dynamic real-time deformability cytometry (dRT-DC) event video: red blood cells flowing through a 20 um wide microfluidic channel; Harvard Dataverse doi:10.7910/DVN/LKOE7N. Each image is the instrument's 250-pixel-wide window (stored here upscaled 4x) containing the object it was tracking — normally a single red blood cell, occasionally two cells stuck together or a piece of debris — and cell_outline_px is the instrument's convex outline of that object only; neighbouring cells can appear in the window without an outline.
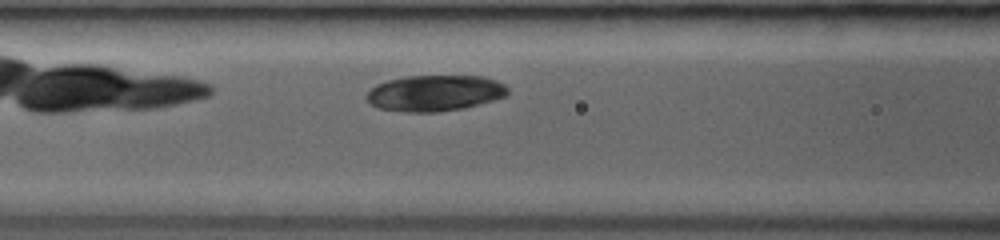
{"species": "common noctule bat (a hibernating species)", "species_latin": "Nyctalus noctula", "temperature_condition": "room temperature", "stored_images_in_passage": 24, "camera_frame_rate_fps": 3000, "um_per_image_px": 0.085, "animal": {"sex": "female", "body_mass_g": 19.0, "forearm_length_mm": 53.3}, "frame": {"image": 1, "passage_image": 4, "time_ms": 1.667, "image_size_px": [1000, 240], "cell_outline_px": [[508, 92], [504, 96], [492, 100], [464, 108], [440, 112], [404, 112], [376, 108], [368, 100], [368, 92], [376, 84], [388, 80], [408, 76], [484, 76], [496, 80], [504, 84], [508, 88]], "centroid_in_image_um": [36.96, 7.91], "position_along_channel_um": 129.6, "area_um2": 29.54}}
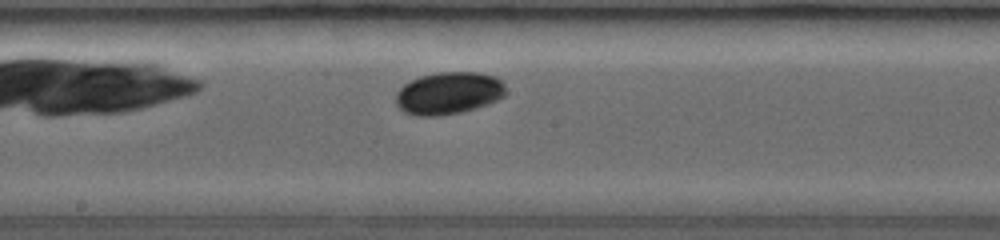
{"frame": {"image": 2, "passage_image": 9, "time_ms": 3.667, "image_size_px": [1000, 240], "cell_outline_px": [[504, 96], [488, 104], [476, 108], [460, 112], [436, 116], [416, 116], [404, 112], [396, 104], [396, 92], [404, 84], [420, 76], [436, 72], [476, 72], [496, 76], [504, 84]], "centroid_in_image_um": [38.11, 7.91], "position_along_channel_um": 210.1, "area_um2": 27.11}}
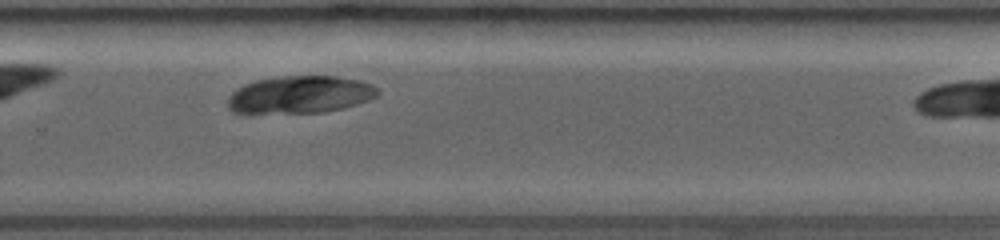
{"frame": {"image": 3, "passage_image": 15, "time_ms": 6.0, "image_size_px": [1000, 240], "cell_outline_px": [[380, 92], [376, 96], [368, 100], [344, 108], [324, 112], [232, 112], [228, 108], [228, 96], [236, 88], [244, 84], [256, 80], [276, 76], [336, 76], [360, 80], [372, 84]], "centroid_in_image_um": [25.5, 8.02], "position_along_channel_um": 304.3, "area_um2": 32.6}}